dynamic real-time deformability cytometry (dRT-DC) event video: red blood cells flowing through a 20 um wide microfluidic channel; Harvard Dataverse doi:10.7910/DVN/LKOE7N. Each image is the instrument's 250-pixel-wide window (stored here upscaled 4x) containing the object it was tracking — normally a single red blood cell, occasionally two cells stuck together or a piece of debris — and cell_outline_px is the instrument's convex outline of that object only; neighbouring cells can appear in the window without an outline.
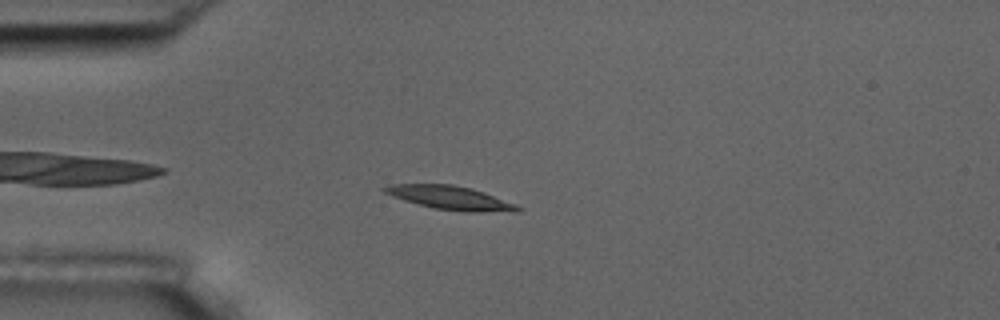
{"species": "common noctule bat (a hibernating species)", "species_latin": "Nyctalus noctula", "temperature_condition": "room temperature", "stored_images_in_passage": 1, "camera_frame_rate_fps": 3000, "um_per_image_px": 0.085, "animal": {"sex": "male", "body_mass_g": 17.5, "forearm_length_mm": 52.3}, "frame": {"image": 1, "passage_image": 1, "time_ms": 0.0, "image_size_px": [1000, 320], "cell_outline_px": [[524, 208], [520, 212], [464, 212], [432, 208], [404, 200], [392, 196], [384, 192], [380, 188], [392, 184], [452, 184], [484, 192], [516, 204]], "centroid_in_image_um": [38.32, 16.83], "position_along_channel_um": 46.7, "area_um2": 18.5}}